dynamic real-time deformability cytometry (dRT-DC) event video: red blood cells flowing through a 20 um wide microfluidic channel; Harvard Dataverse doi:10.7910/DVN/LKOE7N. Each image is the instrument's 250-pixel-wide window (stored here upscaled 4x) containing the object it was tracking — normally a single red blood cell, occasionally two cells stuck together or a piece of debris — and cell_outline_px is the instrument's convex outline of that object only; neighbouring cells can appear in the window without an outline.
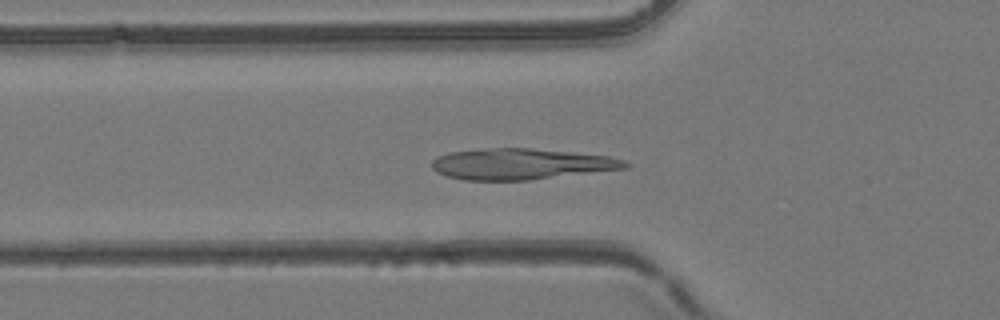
{"species": "common noctule bat (a hibernating species)", "species_latin": "Nyctalus noctula", "temperature_condition": "room temperature", "stored_images_in_passage": 48, "camera_frame_rate_fps": 3000, "um_per_image_px": 0.085, "animal": {"sex": "female", "body_mass_g": 24.6, "forearm_length_mm": 56.2}, "frame": {"image": 1, "passage_image": 17, "time_ms": 5.333, "image_size_px": [1000, 320], "cell_outline_px": [[632, 164], [628, 168], [528, 180], [464, 180], [448, 176], [436, 172], [432, 168], [432, 160], [436, 156], [452, 152], [492, 148], [528, 148], [608, 156], [624, 160]], "centroid_in_image_um": [44.29, 13.95], "position_along_channel_um": 81.5, "area_um2": 34.62}}
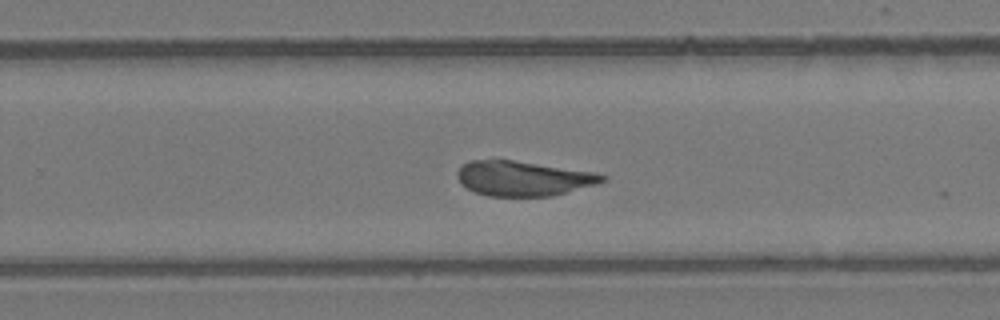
{"frame": {"image": 2, "passage_image": 31, "time_ms": 10.0, "image_size_px": [1000, 320], "cell_outline_px": [[608, 176], [604, 180], [596, 184], [552, 196], [488, 196], [476, 192], [468, 188], [456, 176], [456, 172], [468, 160], [512, 160], [596, 172]], "centroid_in_image_um": [44.49, 15.16], "position_along_channel_um": 285.3, "area_um2": 29.19}}
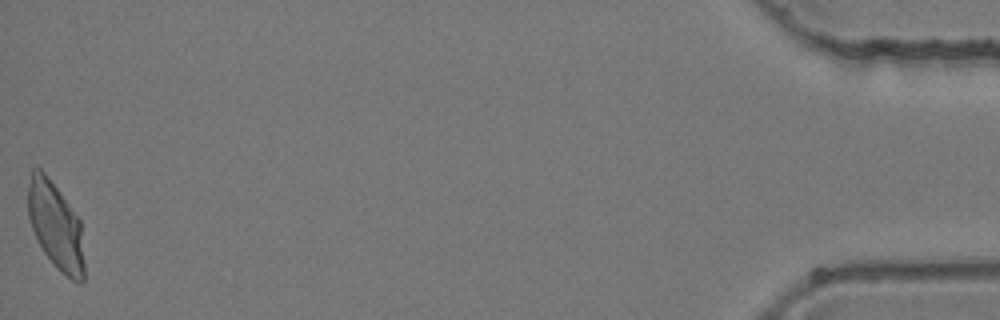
{"frame": {"image": 3, "passage_image": 48, "time_ms": 15.667, "image_size_px": [1000, 320], "cell_outline_px": [[84, 284], [80, 284], [72, 280], [44, 252], [32, 228], [28, 216], [28, 188], [32, 168], [36, 164], [44, 172], [60, 192], [80, 220], [84, 264]], "centroid_in_image_um": [4.73, 19.16], "position_along_channel_um": 430.5, "area_um2": 28.09}}